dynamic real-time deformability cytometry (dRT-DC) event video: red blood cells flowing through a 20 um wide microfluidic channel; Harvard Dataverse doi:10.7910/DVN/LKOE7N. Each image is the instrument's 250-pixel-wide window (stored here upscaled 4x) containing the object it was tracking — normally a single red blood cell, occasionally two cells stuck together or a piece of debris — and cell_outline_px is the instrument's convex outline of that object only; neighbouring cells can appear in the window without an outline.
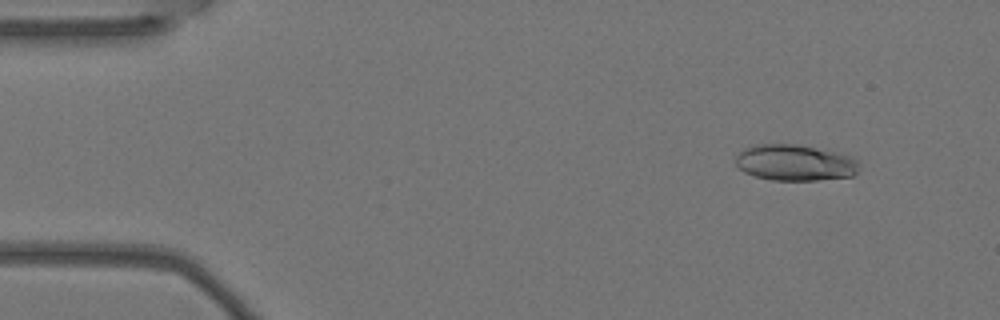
{"species": "Egyptian fruit bat (a non-hibernating species)", "species_latin": "Rousettus aegyptiacus", "temperature_condition": "warm", "stored_images_in_passage": 2, "camera_frame_rate_fps": 3000, "um_per_image_px": 0.085, "animal": {"sex": "female"}, "frame": {"image": 1, "passage_image": 2, "time_ms": 0.333, "image_size_px": [1000, 320], "cell_outline_px": [[860, 160], [856, 172], [852, 176], [816, 180], [772, 180], [756, 176], [744, 172], [736, 164], [736, 156], [744, 148], [760, 144], [796, 144], [852, 156]], "centroid_in_image_um": [67.58, 13.83], "position_along_channel_um": 17.4, "area_um2": 25.78}}